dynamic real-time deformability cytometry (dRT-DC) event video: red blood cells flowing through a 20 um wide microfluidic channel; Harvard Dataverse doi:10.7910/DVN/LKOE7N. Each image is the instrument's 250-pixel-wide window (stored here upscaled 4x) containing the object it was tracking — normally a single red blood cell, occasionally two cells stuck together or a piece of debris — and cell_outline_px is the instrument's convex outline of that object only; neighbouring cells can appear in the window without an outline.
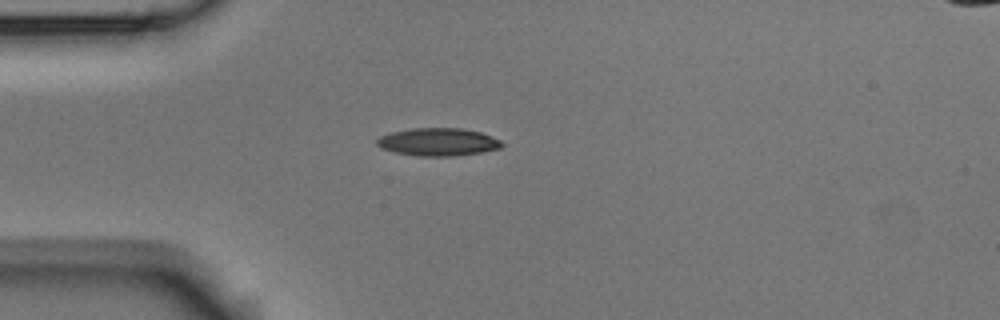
{"species": "Egyptian fruit bat (a non-hibernating species)", "species_latin": "Rousettus aegyptiacus", "temperature_condition": "room temperature", "stored_images_in_passage": 3, "camera_frame_rate_fps": 3000, "um_per_image_px": 0.085, "animal": {"sex": "male"}, "frame": {"image": 1, "passage_image": 3, "time_ms": 3.0, "image_size_px": [1000, 320], "cell_outline_px": [[504, 144], [500, 148], [480, 152], [452, 156], [420, 156], [396, 152], [380, 148], [376, 144], [376, 140], [380, 136], [392, 132], [412, 128], [460, 128], [480, 132], [492, 136], [500, 140]], "centroid_in_image_um": [37.23, 12.06], "position_along_channel_um": 47.8, "area_um2": 20.11}}